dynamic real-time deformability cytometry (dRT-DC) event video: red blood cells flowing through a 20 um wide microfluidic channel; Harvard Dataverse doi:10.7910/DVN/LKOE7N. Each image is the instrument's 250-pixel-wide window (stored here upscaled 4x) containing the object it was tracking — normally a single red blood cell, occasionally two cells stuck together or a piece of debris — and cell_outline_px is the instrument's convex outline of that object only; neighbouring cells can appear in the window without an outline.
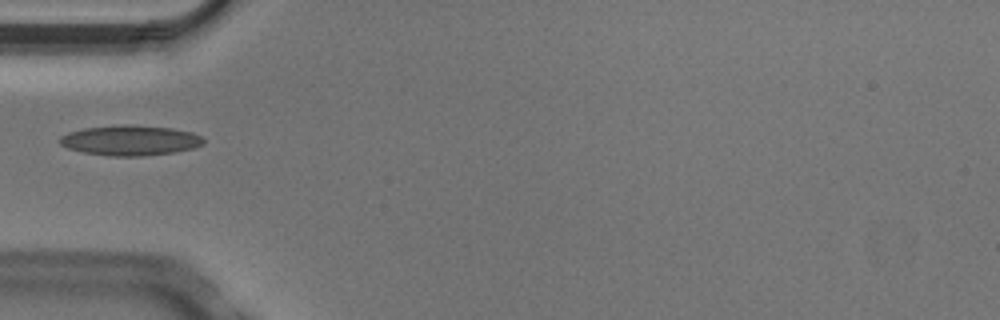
{"species": "Egyptian fruit bat (a non-hibernating species)", "species_latin": "Rousettus aegyptiacus", "temperature_condition": "cold", "stored_images_in_passage": 6, "camera_frame_rate_fps": 3000, "um_per_image_px": 0.085, "animal": {"sex": "male"}, "frame": {"image": 1, "passage_image": 5, "time_ms": 1.333, "image_size_px": [1000, 320], "cell_outline_px": [[204, 144], [192, 148], [176, 152], [144, 156], [108, 156], [84, 152], [68, 148], [60, 144], [60, 136], [68, 132], [84, 128], [124, 124], [128, 124], [172, 128], [192, 132], [200, 136], [204, 140]], "centroid_in_image_um": [11.07, 11.93], "position_along_channel_um": 73.9, "area_um2": 25.32}}